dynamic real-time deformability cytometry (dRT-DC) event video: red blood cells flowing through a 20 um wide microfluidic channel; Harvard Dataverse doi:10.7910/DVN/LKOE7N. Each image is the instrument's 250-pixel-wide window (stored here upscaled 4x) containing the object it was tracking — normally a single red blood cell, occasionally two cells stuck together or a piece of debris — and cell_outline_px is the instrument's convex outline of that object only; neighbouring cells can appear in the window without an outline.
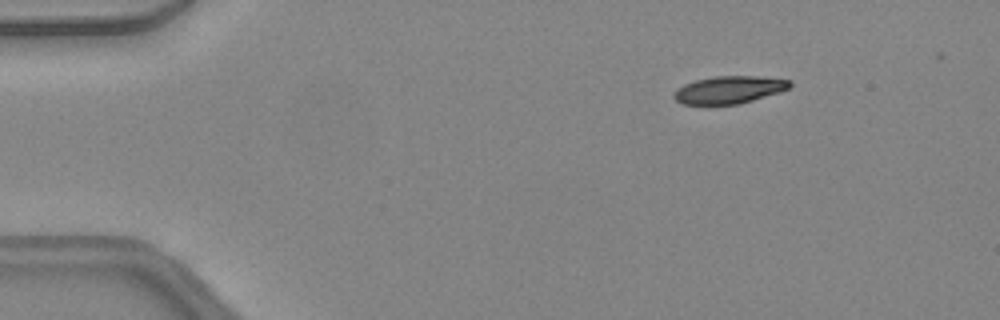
{"species": "common noctule bat (a hibernating species)", "species_latin": "Nyctalus noctula", "temperature_condition": "warm", "stored_images_in_passage": 38, "camera_frame_rate_fps": 3000, "um_per_image_px": 0.085, "animal": {"sex": "female", "body_mass_g": 24.6, "forearm_length_mm": 56.2}, "frame": {"image": 1, "passage_image": 2, "time_ms": 0.333, "image_size_px": [1000, 320], "cell_outline_px": [[792, 84], [788, 88], [780, 92], [740, 104], [684, 104], [676, 100], [672, 96], [684, 84], [696, 80], [716, 76], [756, 76], [792, 80]], "centroid_in_image_um": [62.02, 7.63], "position_along_channel_um": 23.0, "area_um2": 18.38}}
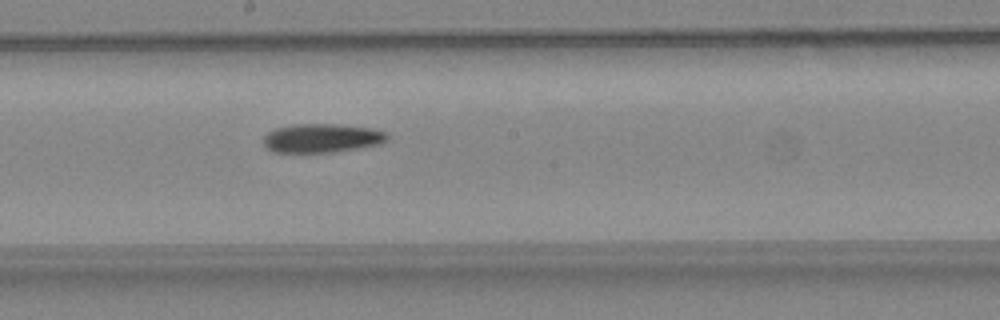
{"frame": {"image": 2, "passage_image": 21, "time_ms": 6.667, "image_size_px": [1000, 320], "cell_outline_px": [[388, 140], [380, 144], [336, 152], [272, 152], [264, 148], [264, 136], [268, 132], [276, 128], [296, 124], [336, 124], [368, 128], [388, 132]], "centroid_in_image_um": [27.35, 11.75], "position_along_channel_um": 220.9, "area_um2": 20.87}}
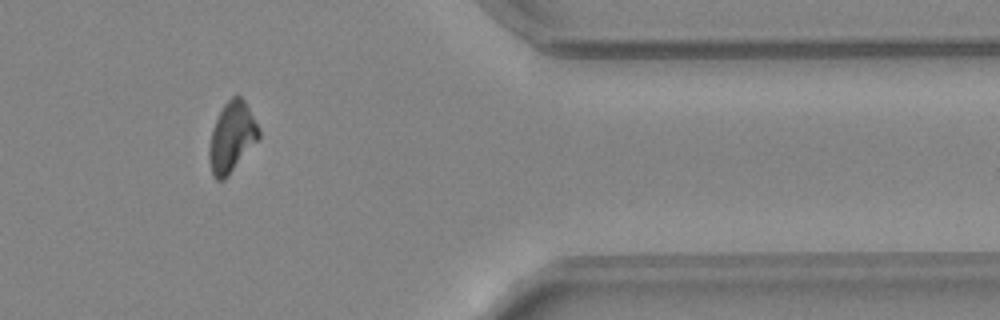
{"frame": {"image": 3, "passage_image": 34, "time_ms": 11.0, "image_size_px": [1000, 320], "cell_outline_px": [[260, 136], [228, 176], [224, 180], [216, 180], [212, 172], [208, 160], [208, 148], [212, 128], [224, 104], [236, 92], [244, 100], [260, 128]], "centroid_in_image_um": [19.69, 11.64], "position_along_channel_um": 391.7, "area_um2": 20.23}, "authors_computed_cell_mechanics": {"area_um2": 20.4323, "velocity_mm_per_s": 4.4636, "shape_relaxation_time_tau1_ms": 9.633, "shape_relaxation_time_tau2_ms": null, "deformation_change_tau1": 0.2433, "deformation_change_tau2": null}}